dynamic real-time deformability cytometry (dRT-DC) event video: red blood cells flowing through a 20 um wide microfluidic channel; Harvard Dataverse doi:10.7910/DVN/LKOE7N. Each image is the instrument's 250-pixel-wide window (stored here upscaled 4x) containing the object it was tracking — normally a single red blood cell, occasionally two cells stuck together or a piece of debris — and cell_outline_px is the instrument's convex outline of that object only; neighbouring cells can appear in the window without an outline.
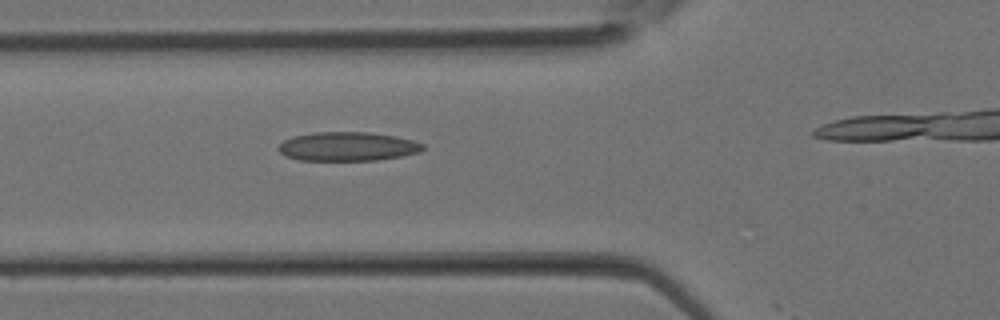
{"species": "Egyptian fruit bat (a non-hibernating species)", "species_latin": "Rousettus aegyptiacus", "temperature_condition": "room temperature", "stored_images_in_passage": 6, "camera_frame_rate_fps": 3000, "um_per_image_px": 0.085, "animal": {"sex": "female"}, "frame": {"image": 1, "passage_image": 5, "time_ms": 1.333, "image_size_px": [1000, 320], "cell_outline_px": [[424, 148], [420, 152], [400, 156], [376, 160], [300, 160], [284, 156], [276, 148], [284, 140], [292, 136], [312, 132], [368, 132], [396, 136], [412, 140], [424, 144]], "centroid_in_image_um": [29.51, 12.44], "position_along_channel_um": 96.3, "area_um2": 24.45}}